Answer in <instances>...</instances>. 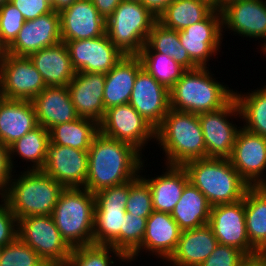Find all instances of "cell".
<instances>
[{"instance_id": "cell-1", "label": "cell", "mask_w": 266, "mask_h": 266, "mask_svg": "<svg viewBox=\"0 0 266 266\" xmlns=\"http://www.w3.org/2000/svg\"><path fill=\"white\" fill-rule=\"evenodd\" d=\"M145 159V155L134 146L99 131L88 149L89 166L84 188L96 194L126 183L140 175Z\"/></svg>"}, {"instance_id": "cell-2", "label": "cell", "mask_w": 266, "mask_h": 266, "mask_svg": "<svg viewBox=\"0 0 266 266\" xmlns=\"http://www.w3.org/2000/svg\"><path fill=\"white\" fill-rule=\"evenodd\" d=\"M214 76L209 67L186 70L169 89L170 109L199 115L226 106L235 91Z\"/></svg>"}, {"instance_id": "cell-3", "label": "cell", "mask_w": 266, "mask_h": 266, "mask_svg": "<svg viewBox=\"0 0 266 266\" xmlns=\"http://www.w3.org/2000/svg\"><path fill=\"white\" fill-rule=\"evenodd\" d=\"M156 147L164 154L166 165L183 166L186 162L206 158L204 136L197 114L170 109L155 130Z\"/></svg>"}, {"instance_id": "cell-4", "label": "cell", "mask_w": 266, "mask_h": 266, "mask_svg": "<svg viewBox=\"0 0 266 266\" xmlns=\"http://www.w3.org/2000/svg\"><path fill=\"white\" fill-rule=\"evenodd\" d=\"M23 169L13 171L2 199L17 219L51 215L65 188L42 170Z\"/></svg>"}, {"instance_id": "cell-5", "label": "cell", "mask_w": 266, "mask_h": 266, "mask_svg": "<svg viewBox=\"0 0 266 266\" xmlns=\"http://www.w3.org/2000/svg\"><path fill=\"white\" fill-rule=\"evenodd\" d=\"M189 182L211 206L234 203L244 198L250 185L234 169L229 159L201 158L186 162Z\"/></svg>"}, {"instance_id": "cell-6", "label": "cell", "mask_w": 266, "mask_h": 266, "mask_svg": "<svg viewBox=\"0 0 266 266\" xmlns=\"http://www.w3.org/2000/svg\"><path fill=\"white\" fill-rule=\"evenodd\" d=\"M94 194L85 188H65L51 214L61 237L71 247L93 244Z\"/></svg>"}, {"instance_id": "cell-7", "label": "cell", "mask_w": 266, "mask_h": 266, "mask_svg": "<svg viewBox=\"0 0 266 266\" xmlns=\"http://www.w3.org/2000/svg\"><path fill=\"white\" fill-rule=\"evenodd\" d=\"M156 21L141 2L122 0L106 19V34L123 55H138Z\"/></svg>"}, {"instance_id": "cell-8", "label": "cell", "mask_w": 266, "mask_h": 266, "mask_svg": "<svg viewBox=\"0 0 266 266\" xmlns=\"http://www.w3.org/2000/svg\"><path fill=\"white\" fill-rule=\"evenodd\" d=\"M129 193L130 181L94 194V245L112 246L120 251V230L123 228Z\"/></svg>"}, {"instance_id": "cell-9", "label": "cell", "mask_w": 266, "mask_h": 266, "mask_svg": "<svg viewBox=\"0 0 266 266\" xmlns=\"http://www.w3.org/2000/svg\"><path fill=\"white\" fill-rule=\"evenodd\" d=\"M206 146V158L229 159L237 134L242 128L233 121L240 120L238 103L233 98L223 108L198 115ZM231 120V121H230Z\"/></svg>"}, {"instance_id": "cell-10", "label": "cell", "mask_w": 266, "mask_h": 266, "mask_svg": "<svg viewBox=\"0 0 266 266\" xmlns=\"http://www.w3.org/2000/svg\"><path fill=\"white\" fill-rule=\"evenodd\" d=\"M18 238L33 248L42 260L65 265L72 251L61 237L51 215L18 219Z\"/></svg>"}, {"instance_id": "cell-11", "label": "cell", "mask_w": 266, "mask_h": 266, "mask_svg": "<svg viewBox=\"0 0 266 266\" xmlns=\"http://www.w3.org/2000/svg\"><path fill=\"white\" fill-rule=\"evenodd\" d=\"M99 131L134 146L142 154L147 145L155 144V129L129 103L107 109Z\"/></svg>"}, {"instance_id": "cell-12", "label": "cell", "mask_w": 266, "mask_h": 266, "mask_svg": "<svg viewBox=\"0 0 266 266\" xmlns=\"http://www.w3.org/2000/svg\"><path fill=\"white\" fill-rule=\"evenodd\" d=\"M182 46L198 67H210V60L222 50V16L214 9L204 20L178 31ZM221 49V50H220Z\"/></svg>"}, {"instance_id": "cell-13", "label": "cell", "mask_w": 266, "mask_h": 266, "mask_svg": "<svg viewBox=\"0 0 266 266\" xmlns=\"http://www.w3.org/2000/svg\"><path fill=\"white\" fill-rule=\"evenodd\" d=\"M220 12L223 33L233 32L235 36L248 38L249 41H251L250 38L258 40L260 48L256 49L260 53L266 46L265 0H234L223 6Z\"/></svg>"}, {"instance_id": "cell-14", "label": "cell", "mask_w": 266, "mask_h": 266, "mask_svg": "<svg viewBox=\"0 0 266 266\" xmlns=\"http://www.w3.org/2000/svg\"><path fill=\"white\" fill-rule=\"evenodd\" d=\"M46 87L42 75L29 57L5 54L0 85L1 97L31 101Z\"/></svg>"}, {"instance_id": "cell-15", "label": "cell", "mask_w": 266, "mask_h": 266, "mask_svg": "<svg viewBox=\"0 0 266 266\" xmlns=\"http://www.w3.org/2000/svg\"><path fill=\"white\" fill-rule=\"evenodd\" d=\"M208 225L220 244L235 247L245 255L258 252L248 239L244 198L234 203L211 206Z\"/></svg>"}, {"instance_id": "cell-16", "label": "cell", "mask_w": 266, "mask_h": 266, "mask_svg": "<svg viewBox=\"0 0 266 266\" xmlns=\"http://www.w3.org/2000/svg\"><path fill=\"white\" fill-rule=\"evenodd\" d=\"M75 72L108 73L125 56L107 34L66 42Z\"/></svg>"}, {"instance_id": "cell-17", "label": "cell", "mask_w": 266, "mask_h": 266, "mask_svg": "<svg viewBox=\"0 0 266 266\" xmlns=\"http://www.w3.org/2000/svg\"><path fill=\"white\" fill-rule=\"evenodd\" d=\"M88 166V151L49 143L41 170L64 188H84Z\"/></svg>"}, {"instance_id": "cell-18", "label": "cell", "mask_w": 266, "mask_h": 266, "mask_svg": "<svg viewBox=\"0 0 266 266\" xmlns=\"http://www.w3.org/2000/svg\"><path fill=\"white\" fill-rule=\"evenodd\" d=\"M180 234L181 230L171 214L154 210L146 220V231L141 246L128 260L140 262L137 261L138 257L148 254L147 256L162 259L160 261L165 264L175 252Z\"/></svg>"}, {"instance_id": "cell-19", "label": "cell", "mask_w": 266, "mask_h": 266, "mask_svg": "<svg viewBox=\"0 0 266 266\" xmlns=\"http://www.w3.org/2000/svg\"><path fill=\"white\" fill-rule=\"evenodd\" d=\"M229 160L250 186H260L266 179V138L242 127Z\"/></svg>"}, {"instance_id": "cell-20", "label": "cell", "mask_w": 266, "mask_h": 266, "mask_svg": "<svg viewBox=\"0 0 266 266\" xmlns=\"http://www.w3.org/2000/svg\"><path fill=\"white\" fill-rule=\"evenodd\" d=\"M129 104L156 130L170 110L169 89L141 68Z\"/></svg>"}, {"instance_id": "cell-21", "label": "cell", "mask_w": 266, "mask_h": 266, "mask_svg": "<svg viewBox=\"0 0 266 266\" xmlns=\"http://www.w3.org/2000/svg\"><path fill=\"white\" fill-rule=\"evenodd\" d=\"M62 42L60 13L52 11L34 20L26 21L7 53L14 56H26L45 47Z\"/></svg>"}, {"instance_id": "cell-22", "label": "cell", "mask_w": 266, "mask_h": 266, "mask_svg": "<svg viewBox=\"0 0 266 266\" xmlns=\"http://www.w3.org/2000/svg\"><path fill=\"white\" fill-rule=\"evenodd\" d=\"M62 42L97 38L106 34V20L91 0H77L60 12Z\"/></svg>"}, {"instance_id": "cell-23", "label": "cell", "mask_w": 266, "mask_h": 266, "mask_svg": "<svg viewBox=\"0 0 266 266\" xmlns=\"http://www.w3.org/2000/svg\"><path fill=\"white\" fill-rule=\"evenodd\" d=\"M145 161L148 162L147 159L144 160L140 169V177L150 188L153 209L171 214L180 200L185 185L189 182L188 173L183 166L163 164L161 174H154V177H150L151 174L146 176Z\"/></svg>"}, {"instance_id": "cell-24", "label": "cell", "mask_w": 266, "mask_h": 266, "mask_svg": "<svg viewBox=\"0 0 266 266\" xmlns=\"http://www.w3.org/2000/svg\"><path fill=\"white\" fill-rule=\"evenodd\" d=\"M104 73L77 72L68 84L71 101L79 117L95 120L98 124L105 115L103 103Z\"/></svg>"}, {"instance_id": "cell-25", "label": "cell", "mask_w": 266, "mask_h": 266, "mask_svg": "<svg viewBox=\"0 0 266 266\" xmlns=\"http://www.w3.org/2000/svg\"><path fill=\"white\" fill-rule=\"evenodd\" d=\"M31 102L35 109L37 124L47 130L79 118L71 101L68 86H47Z\"/></svg>"}, {"instance_id": "cell-26", "label": "cell", "mask_w": 266, "mask_h": 266, "mask_svg": "<svg viewBox=\"0 0 266 266\" xmlns=\"http://www.w3.org/2000/svg\"><path fill=\"white\" fill-rule=\"evenodd\" d=\"M218 244L208 224L181 231L178 246L165 265L200 266Z\"/></svg>"}, {"instance_id": "cell-27", "label": "cell", "mask_w": 266, "mask_h": 266, "mask_svg": "<svg viewBox=\"0 0 266 266\" xmlns=\"http://www.w3.org/2000/svg\"><path fill=\"white\" fill-rule=\"evenodd\" d=\"M38 126L31 101L0 96V143L9 146Z\"/></svg>"}, {"instance_id": "cell-28", "label": "cell", "mask_w": 266, "mask_h": 266, "mask_svg": "<svg viewBox=\"0 0 266 266\" xmlns=\"http://www.w3.org/2000/svg\"><path fill=\"white\" fill-rule=\"evenodd\" d=\"M28 57L42 75L46 86H68L75 76L65 42L45 47Z\"/></svg>"}, {"instance_id": "cell-29", "label": "cell", "mask_w": 266, "mask_h": 266, "mask_svg": "<svg viewBox=\"0 0 266 266\" xmlns=\"http://www.w3.org/2000/svg\"><path fill=\"white\" fill-rule=\"evenodd\" d=\"M141 68L142 63L137 55H125L105 74V110L129 103L137 73Z\"/></svg>"}, {"instance_id": "cell-30", "label": "cell", "mask_w": 266, "mask_h": 266, "mask_svg": "<svg viewBox=\"0 0 266 266\" xmlns=\"http://www.w3.org/2000/svg\"><path fill=\"white\" fill-rule=\"evenodd\" d=\"M49 143V131L40 125L22 138L14 141L8 146L9 162L12 170H17L15 168L18 161H14L15 157L21 159L19 162H26L24 165L27 166V170H41L44 166ZM28 162L30 164H27Z\"/></svg>"}, {"instance_id": "cell-31", "label": "cell", "mask_w": 266, "mask_h": 266, "mask_svg": "<svg viewBox=\"0 0 266 266\" xmlns=\"http://www.w3.org/2000/svg\"><path fill=\"white\" fill-rule=\"evenodd\" d=\"M211 205L206 197L191 182L183 190L180 200L171 213L181 231L208 224Z\"/></svg>"}, {"instance_id": "cell-32", "label": "cell", "mask_w": 266, "mask_h": 266, "mask_svg": "<svg viewBox=\"0 0 266 266\" xmlns=\"http://www.w3.org/2000/svg\"><path fill=\"white\" fill-rule=\"evenodd\" d=\"M245 224L250 244L266 253V190L250 186L244 196Z\"/></svg>"}, {"instance_id": "cell-33", "label": "cell", "mask_w": 266, "mask_h": 266, "mask_svg": "<svg viewBox=\"0 0 266 266\" xmlns=\"http://www.w3.org/2000/svg\"><path fill=\"white\" fill-rule=\"evenodd\" d=\"M49 131L50 143L88 151L99 124L92 119L79 117L72 122L55 125Z\"/></svg>"}, {"instance_id": "cell-34", "label": "cell", "mask_w": 266, "mask_h": 266, "mask_svg": "<svg viewBox=\"0 0 266 266\" xmlns=\"http://www.w3.org/2000/svg\"><path fill=\"white\" fill-rule=\"evenodd\" d=\"M266 83L262 87L252 89L249 92L234 91L240 114L242 127L249 132L266 138ZM253 90V91H252Z\"/></svg>"}, {"instance_id": "cell-35", "label": "cell", "mask_w": 266, "mask_h": 266, "mask_svg": "<svg viewBox=\"0 0 266 266\" xmlns=\"http://www.w3.org/2000/svg\"><path fill=\"white\" fill-rule=\"evenodd\" d=\"M215 8L204 0H173L158 17L163 26L181 31L204 20Z\"/></svg>"}, {"instance_id": "cell-36", "label": "cell", "mask_w": 266, "mask_h": 266, "mask_svg": "<svg viewBox=\"0 0 266 266\" xmlns=\"http://www.w3.org/2000/svg\"><path fill=\"white\" fill-rule=\"evenodd\" d=\"M146 45L155 53L168 55L186 70L198 68L182 46L178 31L166 28L158 21L152 26Z\"/></svg>"}, {"instance_id": "cell-37", "label": "cell", "mask_w": 266, "mask_h": 266, "mask_svg": "<svg viewBox=\"0 0 266 266\" xmlns=\"http://www.w3.org/2000/svg\"><path fill=\"white\" fill-rule=\"evenodd\" d=\"M144 68L157 82L170 89L186 71L168 55L153 52L146 44L137 55Z\"/></svg>"}, {"instance_id": "cell-38", "label": "cell", "mask_w": 266, "mask_h": 266, "mask_svg": "<svg viewBox=\"0 0 266 266\" xmlns=\"http://www.w3.org/2000/svg\"><path fill=\"white\" fill-rule=\"evenodd\" d=\"M124 263L133 264L112 246L92 244L72 248L70 257L64 266H116L117 264L123 266Z\"/></svg>"}, {"instance_id": "cell-39", "label": "cell", "mask_w": 266, "mask_h": 266, "mask_svg": "<svg viewBox=\"0 0 266 266\" xmlns=\"http://www.w3.org/2000/svg\"><path fill=\"white\" fill-rule=\"evenodd\" d=\"M147 218L126 213L120 230V252L128 259L140 246L146 231Z\"/></svg>"}, {"instance_id": "cell-40", "label": "cell", "mask_w": 266, "mask_h": 266, "mask_svg": "<svg viewBox=\"0 0 266 266\" xmlns=\"http://www.w3.org/2000/svg\"><path fill=\"white\" fill-rule=\"evenodd\" d=\"M125 210L126 213L144 218H148L154 211L150 188L140 175L130 180V193Z\"/></svg>"}, {"instance_id": "cell-41", "label": "cell", "mask_w": 266, "mask_h": 266, "mask_svg": "<svg viewBox=\"0 0 266 266\" xmlns=\"http://www.w3.org/2000/svg\"><path fill=\"white\" fill-rule=\"evenodd\" d=\"M42 259L19 238L2 247L0 266H36Z\"/></svg>"}, {"instance_id": "cell-42", "label": "cell", "mask_w": 266, "mask_h": 266, "mask_svg": "<svg viewBox=\"0 0 266 266\" xmlns=\"http://www.w3.org/2000/svg\"><path fill=\"white\" fill-rule=\"evenodd\" d=\"M25 22L22 13L10 1L0 6V32L8 47L14 42Z\"/></svg>"}, {"instance_id": "cell-43", "label": "cell", "mask_w": 266, "mask_h": 266, "mask_svg": "<svg viewBox=\"0 0 266 266\" xmlns=\"http://www.w3.org/2000/svg\"><path fill=\"white\" fill-rule=\"evenodd\" d=\"M18 238V219L9 205L0 198V247L12 243Z\"/></svg>"}, {"instance_id": "cell-44", "label": "cell", "mask_w": 266, "mask_h": 266, "mask_svg": "<svg viewBox=\"0 0 266 266\" xmlns=\"http://www.w3.org/2000/svg\"><path fill=\"white\" fill-rule=\"evenodd\" d=\"M244 256L237 248L219 243L200 266H237Z\"/></svg>"}, {"instance_id": "cell-45", "label": "cell", "mask_w": 266, "mask_h": 266, "mask_svg": "<svg viewBox=\"0 0 266 266\" xmlns=\"http://www.w3.org/2000/svg\"><path fill=\"white\" fill-rule=\"evenodd\" d=\"M10 2L22 13L26 21L53 11L48 0H10Z\"/></svg>"}, {"instance_id": "cell-46", "label": "cell", "mask_w": 266, "mask_h": 266, "mask_svg": "<svg viewBox=\"0 0 266 266\" xmlns=\"http://www.w3.org/2000/svg\"><path fill=\"white\" fill-rule=\"evenodd\" d=\"M12 173L8 147L0 143V198L6 193Z\"/></svg>"}, {"instance_id": "cell-47", "label": "cell", "mask_w": 266, "mask_h": 266, "mask_svg": "<svg viewBox=\"0 0 266 266\" xmlns=\"http://www.w3.org/2000/svg\"><path fill=\"white\" fill-rule=\"evenodd\" d=\"M122 0H91L99 14L106 20Z\"/></svg>"}, {"instance_id": "cell-48", "label": "cell", "mask_w": 266, "mask_h": 266, "mask_svg": "<svg viewBox=\"0 0 266 266\" xmlns=\"http://www.w3.org/2000/svg\"><path fill=\"white\" fill-rule=\"evenodd\" d=\"M140 2L158 19L173 0H140Z\"/></svg>"}, {"instance_id": "cell-49", "label": "cell", "mask_w": 266, "mask_h": 266, "mask_svg": "<svg viewBox=\"0 0 266 266\" xmlns=\"http://www.w3.org/2000/svg\"><path fill=\"white\" fill-rule=\"evenodd\" d=\"M237 266H266V253L257 252L252 255H245Z\"/></svg>"}, {"instance_id": "cell-50", "label": "cell", "mask_w": 266, "mask_h": 266, "mask_svg": "<svg viewBox=\"0 0 266 266\" xmlns=\"http://www.w3.org/2000/svg\"><path fill=\"white\" fill-rule=\"evenodd\" d=\"M77 0H51V8L55 12H61L71 6Z\"/></svg>"}, {"instance_id": "cell-51", "label": "cell", "mask_w": 266, "mask_h": 266, "mask_svg": "<svg viewBox=\"0 0 266 266\" xmlns=\"http://www.w3.org/2000/svg\"><path fill=\"white\" fill-rule=\"evenodd\" d=\"M36 266H64V265L53 260H41Z\"/></svg>"}, {"instance_id": "cell-52", "label": "cell", "mask_w": 266, "mask_h": 266, "mask_svg": "<svg viewBox=\"0 0 266 266\" xmlns=\"http://www.w3.org/2000/svg\"><path fill=\"white\" fill-rule=\"evenodd\" d=\"M6 53L7 52H0V85L2 81V64Z\"/></svg>"}, {"instance_id": "cell-53", "label": "cell", "mask_w": 266, "mask_h": 266, "mask_svg": "<svg viewBox=\"0 0 266 266\" xmlns=\"http://www.w3.org/2000/svg\"><path fill=\"white\" fill-rule=\"evenodd\" d=\"M234 0H217V9L220 10L223 6Z\"/></svg>"}, {"instance_id": "cell-54", "label": "cell", "mask_w": 266, "mask_h": 266, "mask_svg": "<svg viewBox=\"0 0 266 266\" xmlns=\"http://www.w3.org/2000/svg\"><path fill=\"white\" fill-rule=\"evenodd\" d=\"M8 46L3 42L0 32V52H7Z\"/></svg>"}, {"instance_id": "cell-55", "label": "cell", "mask_w": 266, "mask_h": 266, "mask_svg": "<svg viewBox=\"0 0 266 266\" xmlns=\"http://www.w3.org/2000/svg\"><path fill=\"white\" fill-rule=\"evenodd\" d=\"M217 9V0H204Z\"/></svg>"}, {"instance_id": "cell-56", "label": "cell", "mask_w": 266, "mask_h": 266, "mask_svg": "<svg viewBox=\"0 0 266 266\" xmlns=\"http://www.w3.org/2000/svg\"><path fill=\"white\" fill-rule=\"evenodd\" d=\"M260 187L264 190H266V179L264 180V182L260 185Z\"/></svg>"}, {"instance_id": "cell-57", "label": "cell", "mask_w": 266, "mask_h": 266, "mask_svg": "<svg viewBox=\"0 0 266 266\" xmlns=\"http://www.w3.org/2000/svg\"><path fill=\"white\" fill-rule=\"evenodd\" d=\"M262 54H263V56H265V58H266V46L260 51Z\"/></svg>"}, {"instance_id": "cell-58", "label": "cell", "mask_w": 266, "mask_h": 266, "mask_svg": "<svg viewBox=\"0 0 266 266\" xmlns=\"http://www.w3.org/2000/svg\"><path fill=\"white\" fill-rule=\"evenodd\" d=\"M8 1H10V0H0V6L4 5Z\"/></svg>"}, {"instance_id": "cell-59", "label": "cell", "mask_w": 266, "mask_h": 266, "mask_svg": "<svg viewBox=\"0 0 266 266\" xmlns=\"http://www.w3.org/2000/svg\"><path fill=\"white\" fill-rule=\"evenodd\" d=\"M126 1H136V2H140V0H126Z\"/></svg>"}]
</instances>
